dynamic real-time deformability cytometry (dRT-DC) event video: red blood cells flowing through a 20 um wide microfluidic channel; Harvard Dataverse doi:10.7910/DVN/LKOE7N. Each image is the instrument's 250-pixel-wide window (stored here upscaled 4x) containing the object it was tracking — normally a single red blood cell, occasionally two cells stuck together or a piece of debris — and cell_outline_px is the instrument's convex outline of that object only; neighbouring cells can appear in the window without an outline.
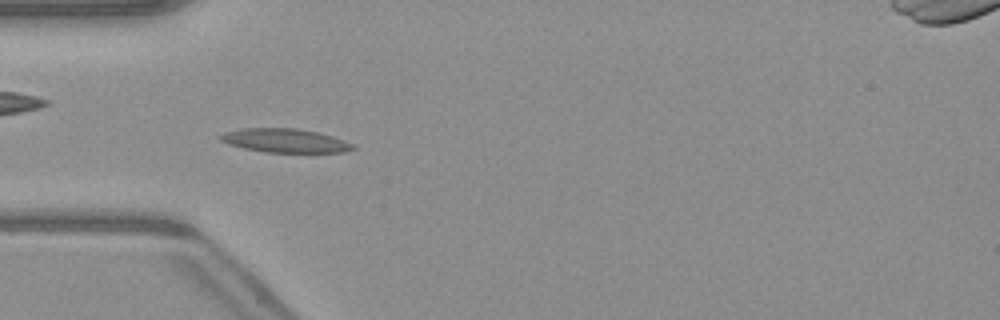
{"species": "common noctule bat (a hibernating species)", "species_latin": "Nyctalus noctula", "temperature_condition": "warm", "stored_images_in_passage": 50, "camera_frame_rate_fps": 3000, "um_per_image_px": 0.085, "animal": {"sex": "male", "body_mass_g": 23.1, "forearm_length_mm": 52.7}, "frame": {"image": 1, "passage_image": 15, "time_ms": 4.667, "image_size_px": [1000, 320], "cell_outline_px": [[356, 148], [344, 152], [264, 152], [244, 148], [228, 144], [220, 140], [220, 136], [224, 132], [244, 128], [296, 128], [320, 132], [344, 140], [352, 144]], "centroid_in_image_um": [24.23, 11.94], "position_along_channel_um": 60.8, "area_um2": 18.32}}
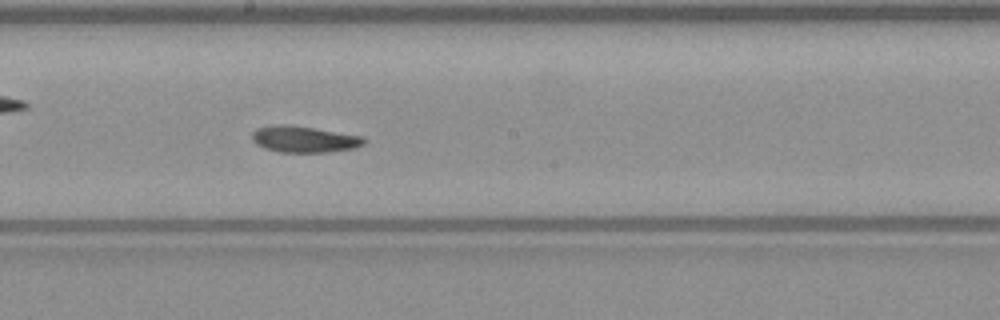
{"frame": {"image": 2, "passage_image": 27, "time_ms": 8.667, "image_size_px": [1000, 320], "cell_outline_px": [[368, 140], [364, 144], [356, 148], [328, 152], [280, 152], [264, 148], [256, 144], [252, 140], [252, 132], [256, 128], [272, 124], [288, 124], [364, 136]], "centroid_in_image_um": [25.86, 11.83], "position_along_channel_um": 222.3, "area_um2": 17.46}}
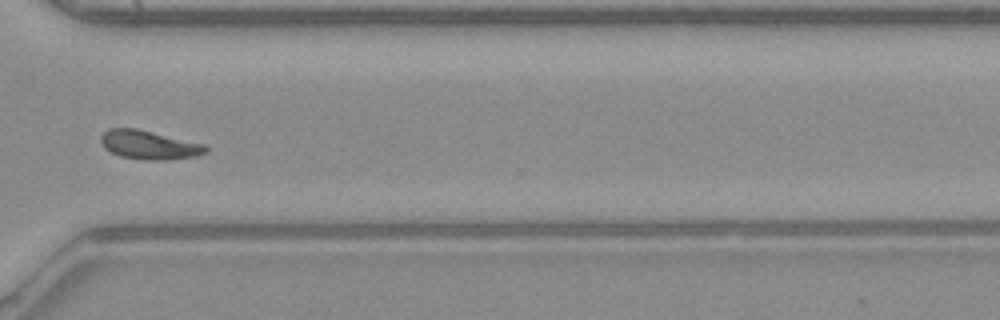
{"frame": {"image": 3, "passage_image": 37, "time_ms": 12.0, "image_size_px": [1000, 320], "cell_outline_px": [[208, 152], [196, 156], [164, 160], [144, 160], [120, 156], [104, 148], [100, 140], [100, 136], [108, 128], [136, 128], [204, 144], [208, 148]], "centroid_in_image_um": [12.66, 12.32], "position_along_channel_um": 357.9, "area_um2": 17.57}, "authors_computed_cell_mechanics": {"area_um2": 17.3978, "velocity_mm_per_s": 4.0767, "shape_relaxation_time_tau1_ms": 4.1245, "shape_relaxation_time_tau2_ms": 2.909, "deformation_change_tau1": 0.1599, "deformation_change_tau2": 0.0972}}